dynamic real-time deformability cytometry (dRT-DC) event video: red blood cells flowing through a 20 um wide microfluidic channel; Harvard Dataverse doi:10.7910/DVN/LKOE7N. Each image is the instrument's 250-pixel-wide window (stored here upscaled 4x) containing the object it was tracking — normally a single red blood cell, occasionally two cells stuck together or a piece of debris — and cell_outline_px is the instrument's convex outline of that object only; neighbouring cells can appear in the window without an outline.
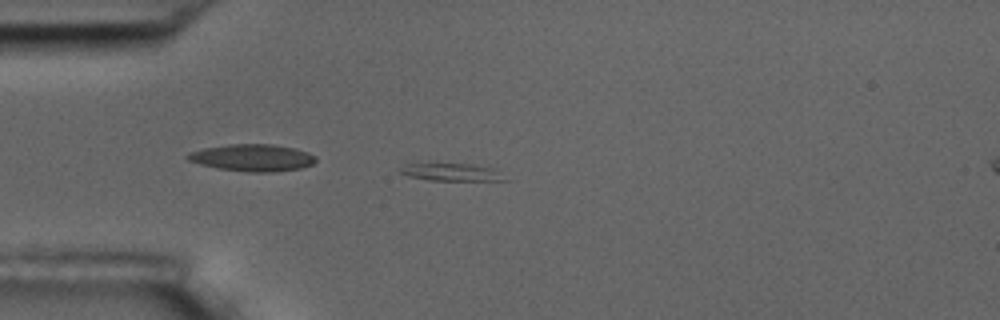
{"species": "common noctule bat (a hibernating species)", "species_latin": "Nyctalus noctula", "temperature_condition": "room temperature", "stored_images_in_passage": 6, "camera_frame_rate_fps": 3000, "um_per_image_px": 0.085, "animal": {"sex": "male", "body_mass_g": 17.5, "forearm_length_mm": 52.3}, "frame": {"image": 1, "passage_image": 4, "time_ms": 3.667, "image_size_px": [1000, 320], "cell_outline_px": [[512, 180], [428, 180], [408, 176], [400, 172], [400, 168], [408, 164], [428, 160], [472, 164], [496, 168]], "centroid_in_image_um": [38.39, 14.57], "position_along_channel_um": 46.6, "area_um2": 11.62}}